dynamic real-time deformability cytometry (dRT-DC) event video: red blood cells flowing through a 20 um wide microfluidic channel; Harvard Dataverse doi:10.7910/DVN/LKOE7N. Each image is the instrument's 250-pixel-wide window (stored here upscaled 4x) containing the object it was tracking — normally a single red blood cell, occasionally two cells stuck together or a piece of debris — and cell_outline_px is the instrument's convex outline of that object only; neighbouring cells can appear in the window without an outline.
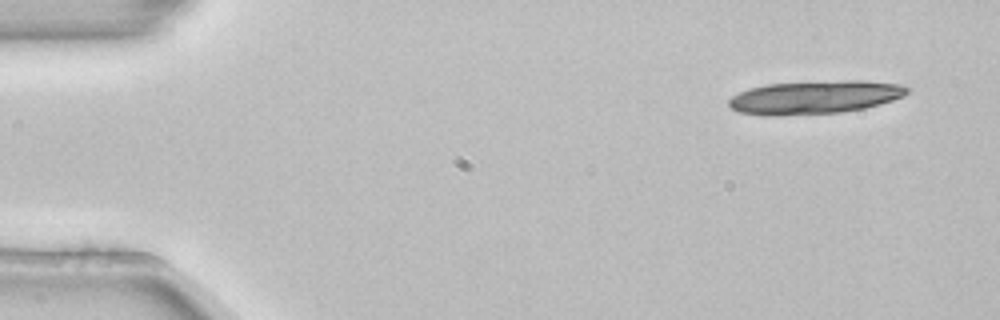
{"species": "common noctule bat (a hibernating species)", "species_latin": "Nyctalus noctula", "temperature_condition": "room temperature", "stored_images_in_passage": 5, "camera_frame_rate_fps": 3000, "um_per_image_px": 0.085, "animal": {"sex": "female", "body_mass_g": 22.7, "forearm_length_mm": 54.2}, "frame": {"image": 1, "passage_image": 1, "time_ms": 0.0, "image_size_px": [1000, 320], "cell_outline_px": [[908, 92], [904, 96], [880, 104], [864, 108], [840, 112], [772, 116], [768, 116], [740, 112], [732, 108], [728, 104], [728, 100], [732, 96], [748, 88], [768, 84], [844, 80], [864, 80], [900, 84], [908, 88]], "centroid_in_image_um": [69.25, 8.26], "position_along_channel_um": 15.7, "area_um2": 34.45}}
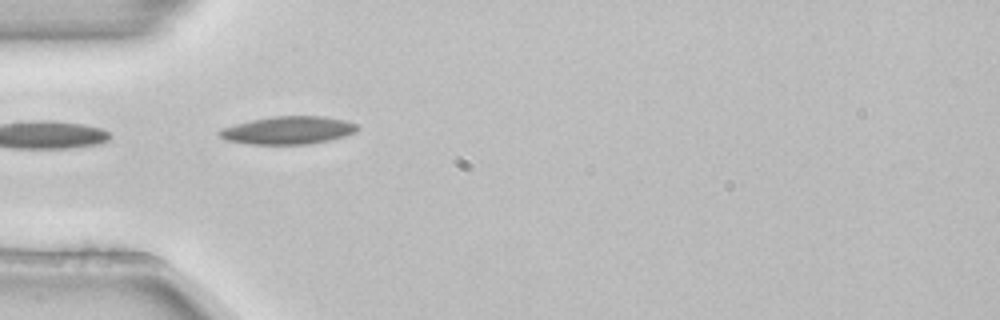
{"frame": {"image": 2, "passage_image": 4, "time_ms": 1.0, "image_size_px": [1000, 320], "cell_outline_px": [[360, 128], [356, 132], [344, 136], [328, 140], [308, 144], [252, 144], [228, 140], [220, 136], [216, 132], [220, 128], [252, 120], [272, 116], [324, 116], [344, 120], [356, 124]], "centroid_in_image_um": [24.5, 11.06], "position_along_channel_um": 60.5, "area_um2": 22.25}}